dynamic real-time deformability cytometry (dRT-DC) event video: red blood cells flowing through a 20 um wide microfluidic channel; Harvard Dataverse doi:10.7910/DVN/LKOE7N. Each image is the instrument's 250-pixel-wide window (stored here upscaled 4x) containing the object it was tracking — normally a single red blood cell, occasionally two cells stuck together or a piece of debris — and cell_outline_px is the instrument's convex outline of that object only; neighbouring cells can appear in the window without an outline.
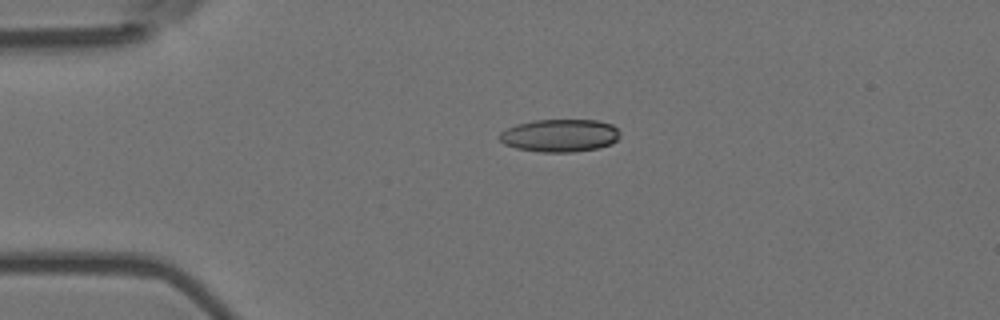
{"species": "Egyptian fruit bat (a non-hibernating species)", "species_latin": "Rousettus aegyptiacus", "temperature_condition": "room temperature", "stored_images_in_passage": 44, "camera_frame_rate_fps": 3000, "um_per_image_px": 0.085, "animal": {"sex": "female"}, "frame": {"image": 1, "passage_image": 1, "time_ms": 0.0, "image_size_px": [1000, 320], "cell_outline_px": [[620, 136], [612, 144], [600, 148], [572, 152], [540, 152], [516, 148], [504, 144], [500, 140], [500, 132], [516, 124], [536, 120], [596, 120], [612, 124], [620, 132]], "centroid_in_image_um": [47.61, 11.52], "position_along_channel_um": 37.4, "area_um2": 23.06}}
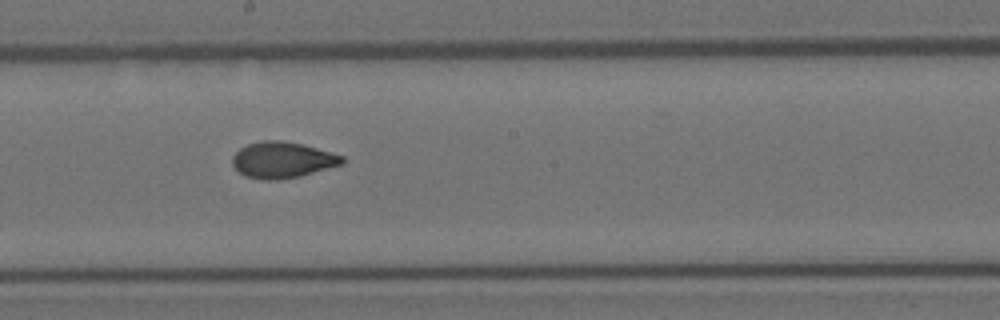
{"frame": {"image": 2, "passage_image": 19, "time_ms": 6.0, "image_size_px": [1000, 320], "cell_outline_px": [[344, 164], [300, 176], [280, 180], [264, 180], [244, 176], [232, 164], [232, 156], [240, 148], [248, 144], [264, 140], [280, 140], [304, 144], [344, 156]], "centroid_in_image_um": [24.02, 13.6], "position_along_channel_um": 224.2, "area_um2": 23.24}}
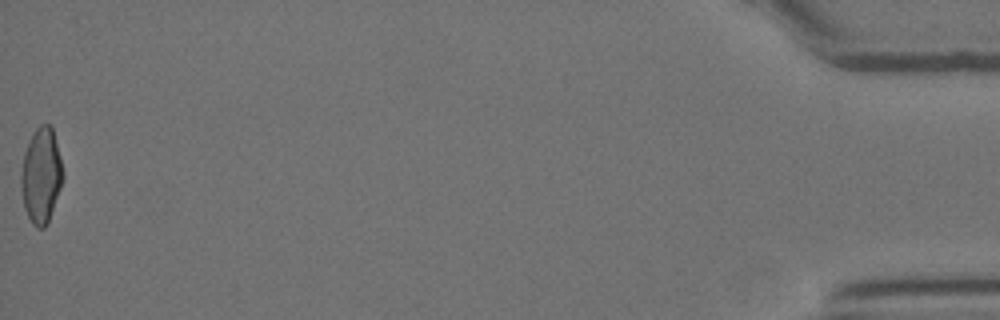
{"frame": {"image": 3, "passage_image": 44, "time_ms": 14.333, "image_size_px": [1000, 320], "cell_outline_px": [[64, 176], [48, 224], [44, 228], [36, 228], [32, 224], [24, 208], [20, 188], [20, 176], [24, 152], [36, 128], [40, 124], [48, 124], [52, 128], [64, 172]], "centroid_in_image_um": [3.49, 14.97], "position_along_channel_um": 431.7, "area_um2": 23.24}, "authors_computed_cell_mechanics": {"area_um2": 22.9755, "velocity_mm_per_s": 3.6764, "shape_relaxation_time_tau1_ms": 7.1934, "shape_relaxation_time_tau2_ms": 1.6852, "deformation_change_tau1": 0.1858, "deformation_change_tau2": 0.0753}}